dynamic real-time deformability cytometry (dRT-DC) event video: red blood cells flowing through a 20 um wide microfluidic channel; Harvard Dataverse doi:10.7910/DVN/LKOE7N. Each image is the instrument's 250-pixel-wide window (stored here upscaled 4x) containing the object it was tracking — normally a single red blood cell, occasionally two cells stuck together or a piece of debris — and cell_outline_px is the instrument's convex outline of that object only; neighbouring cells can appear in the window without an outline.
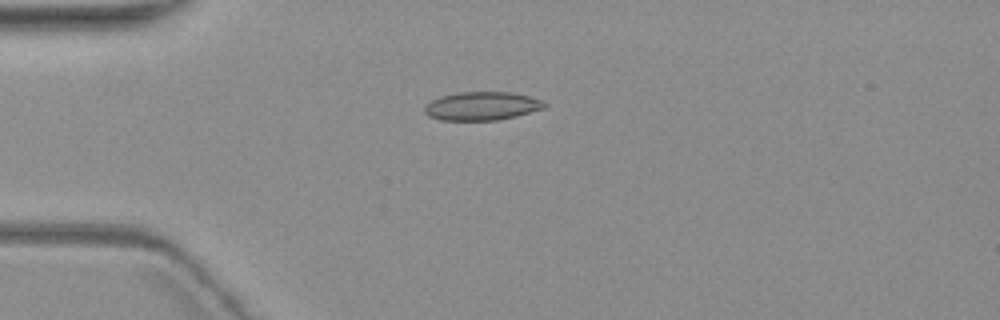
{"species": "common noctule bat (a hibernating species)", "species_latin": "Nyctalus noctula", "temperature_condition": "warm", "stored_images_in_passage": 5, "camera_frame_rate_fps": 3000, "um_per_image_px": 0.085, "animal": {"sex": "female", "body_mass_g": 19.3, "forearm_length_mm": 54.1}, "frame": {"image": 1, "passage_image": 3, "time_ms": 2.333, "image_size_px": [1000, 320], "cell_outline_px": [[548, 104], [544, 108], [516, 116], [500, 120], [440, 120], [428, 116], [424, 112], [424, 108], [432, 100], [440, 96], [460, 92], [508, 92], [528, 96], [544, 100]], "centroid_in_image_um": [40.97, 9.01], "position_along_channel_um": 44.0, "area_um2": 19.88}}
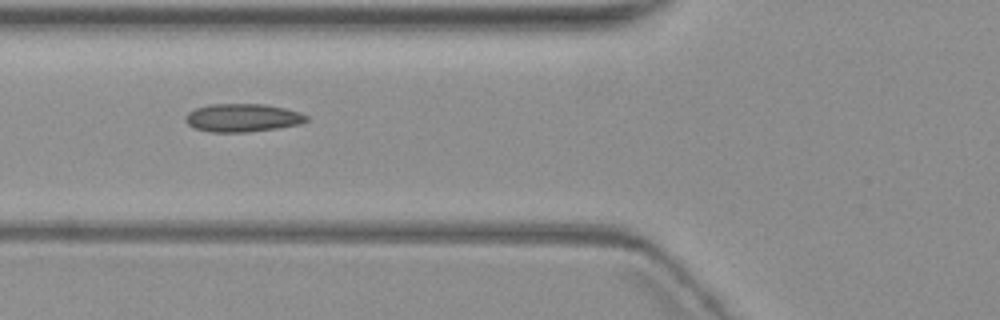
{"frame": {"image": 2, "passage_image": 5, "time_ms": 4.667, "image_size_px": [1000, 320], "cell_outline_px": [[308, 120], [300, 124], [276, 128], [248, 132], [212, 132], [196, 128], [188, 124], [184, 120], [184, 116], [188, 112], [196, 108], [208, 104], [264, 104], [284, 108], [300, 112], [308, 116]], "centroid_in_image_um": [20.6, 10.0], "position_along_channel_um": 105.2, "area_um2": 19.83}}